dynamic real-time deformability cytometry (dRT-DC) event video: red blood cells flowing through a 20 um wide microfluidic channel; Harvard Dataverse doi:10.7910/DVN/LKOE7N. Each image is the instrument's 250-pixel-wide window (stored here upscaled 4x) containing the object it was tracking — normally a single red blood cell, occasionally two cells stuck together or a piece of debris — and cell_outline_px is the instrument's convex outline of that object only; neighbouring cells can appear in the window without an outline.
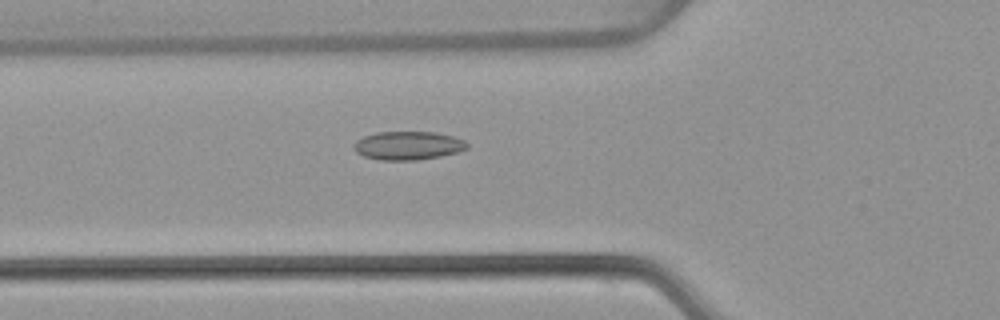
{"species": "common noctule bat (a hibernating species)", "species_latin": "Nyctalus noctula", "temperature_condition": "warm", "stored_images_in_passage": 53, "camera_frame_rate_fps": 3000, "um_per_image_px": 0.085, "animal": {"sex": "female", "body_mass_g": 22.7, "forearm_length_mm": 54.2}, "frame": {"image": 1, "passage_image": 19, "time_ms": 6.0, "image_size_px": [1000, 320], "cell_outline_px": [[468, 148], [456, 152], [440, 156], [416, 160], [380, 160], [364, 156], [356, 152], [352, 148], [352, 144], [356, 140], [364, 136], [376, 132], [436, 132], [452, 136], [464, 140], [468, 144]], "centroid_in_image_um": [34.64, 12.37], "position_along_channel_um": 91.2, "area_um2": 18.84}}
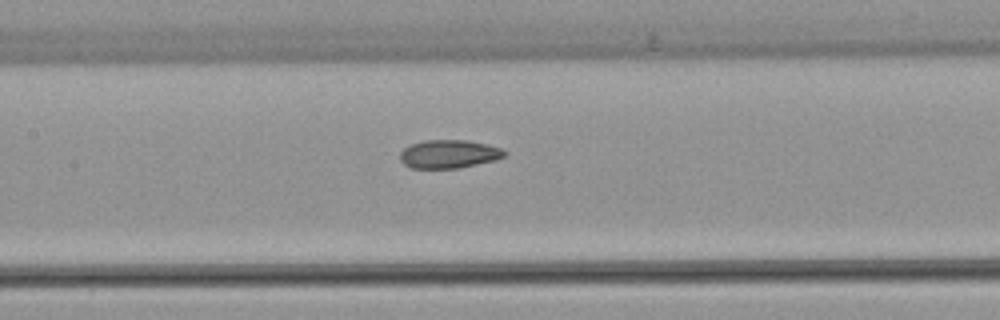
{"frame": {"image": 2, "passage_image": 25, "time_ms": 8.0, "image_size_px": [1000, 320], "cell_outline_px": [[508, 152], [504, 156], [496, 160], [460, 168], [412, 168], [404, 164], [400, 160], [400, 152], [404, 148], [412, 144], [424, 140], [468, 140], [488, 144], [504, 148]], "centroid_in_image_um": [38.2, 13.09], "position_along_channel_um": 169.2, "area_um2": 17.46}}
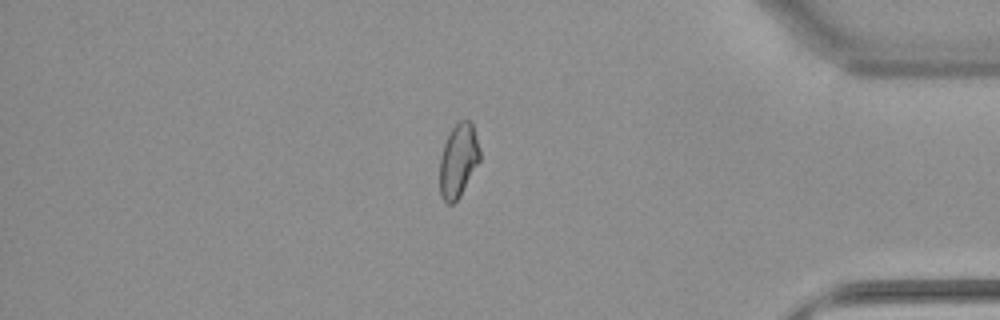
{"frame": {"image": 3, "passage_image": 45, "time_ms": 14.667, "image_size_px": [1000, 320], "cell_outline_px": [[480, 160], [460, 196], [452, 204], [448, 204], [440, 196], [440, 156], [444, 144], [452, 128], [460, 120], [468, 120], [472, 124], [480, 148]], "centroid_in_image_um": [38.95, 13.65], "position_along_channel_um": 396.2, "area_um2": 17.05}, "authors_computed_cell_mechanics": {"area_um2": 17.8602, "velocity_mm_per_s": 3.885, "shape_relaxation_time_tau1_ms": null, "shape_relaxation_time_tau2_ms": 2.4706, "deformation_change_tau1": null, "deformation_change_tau2": 0.0684}}